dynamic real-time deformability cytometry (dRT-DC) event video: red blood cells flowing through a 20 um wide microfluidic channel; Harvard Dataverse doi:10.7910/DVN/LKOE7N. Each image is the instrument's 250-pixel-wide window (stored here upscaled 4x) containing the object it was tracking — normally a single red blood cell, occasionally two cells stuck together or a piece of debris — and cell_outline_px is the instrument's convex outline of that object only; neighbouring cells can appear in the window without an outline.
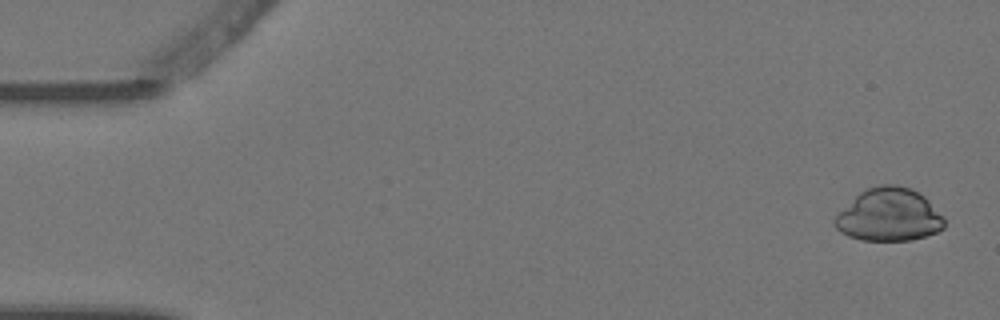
{"species": "Egyptian fruit bat (a non-hibernating species)", "species_latin": "Rousettus aegyptiacus", "temperature_condition": "warm", "stored_images_in_passage": 6, "camera_frame_rate_fps": 3000, "um_per_image_px": 0.085, "animal": {"sex": "female"}, "frame": {"image": 1, "passage_image": 1, "time_ms": 0.0, "image_size_px": [1000, 320], "cell_outline_px": [[944, 228], [936, 232], [912, 240], [860, 240], [848, 236], [840, 232], [832, 224], [832, 220], [860, 192], [868, 188], [880, 184], [896, 184], [912, 188], [924, 196], [944, 216]], "centroid_in_image_um": [75.57, 18.27], "position_along_channel_um": 9.4, "area_um2": 33.76}}